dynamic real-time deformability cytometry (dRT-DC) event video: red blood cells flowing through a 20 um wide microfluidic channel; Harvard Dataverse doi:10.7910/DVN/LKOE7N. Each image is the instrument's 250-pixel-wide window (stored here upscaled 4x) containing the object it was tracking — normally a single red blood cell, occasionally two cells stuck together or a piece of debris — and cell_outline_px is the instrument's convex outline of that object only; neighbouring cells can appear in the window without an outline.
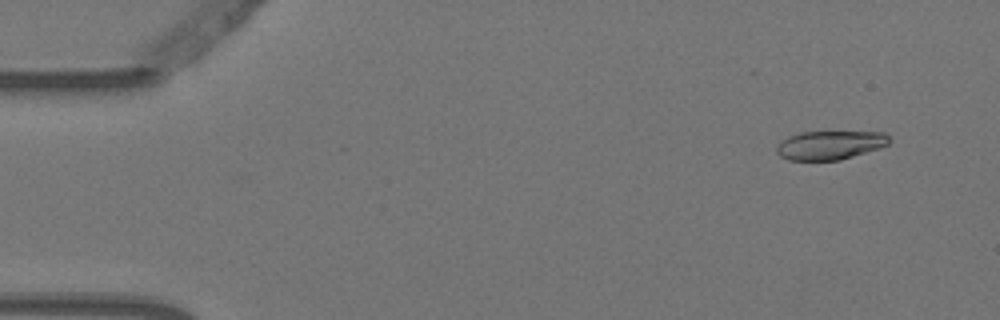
{"species": "Egyptian fruit bat (a non-hibernating species)", "species_latin": "Rousettus aegyptiacus", "temperature_condition": "warm", "stored_images_in_passage": 4, "camera_frame_rate_fps": 3000, "um_per_image_px": 0.085, "animal": {"sex": "female"}, "frame": {"image": 1, "passage_image": 1, "time_ms": 0.0, "image_size_px": [1000, 320], "cell_outline_px": [[892, 140], [888, 144], [880, 148], [840, 160], [788, 160], [780, 156], [776, 152], [776, 144], [780, 140], [788, 136], [800, 132], [884, 132]], "centroid_in_image_um": [70.52, 12.33], "position_along_channel_um": 14.5, "area_um2": 19.07}}
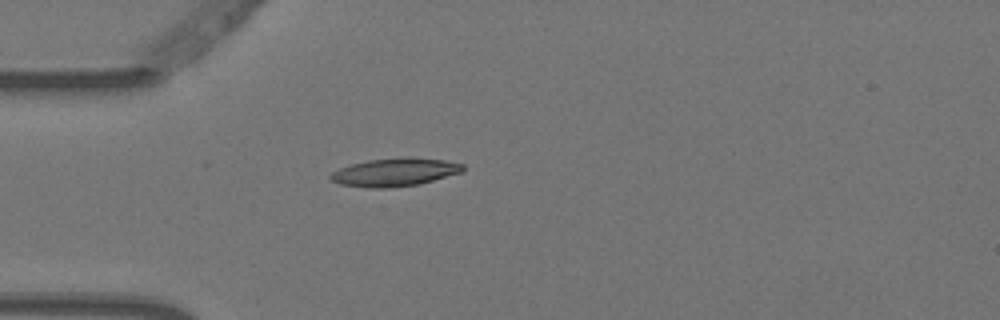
{"frame": {"image": 2, "passage_image": 4, "time_ms": 1.0, "image_size_px": [1000, 320], "cell_outline_px": [[464, 172], [420, 184], [392, 188], [368, 188], [340, 184], [332, 180], [328, 176], [332, 172], [340, 168], [352, 164], [368, 160], [408, 156], [444, 160], [464, 164]], "centroid_in_image_um": [33.6, 14.64], "position_along_channel_um": 51.4, "area_um2": 21.96}}